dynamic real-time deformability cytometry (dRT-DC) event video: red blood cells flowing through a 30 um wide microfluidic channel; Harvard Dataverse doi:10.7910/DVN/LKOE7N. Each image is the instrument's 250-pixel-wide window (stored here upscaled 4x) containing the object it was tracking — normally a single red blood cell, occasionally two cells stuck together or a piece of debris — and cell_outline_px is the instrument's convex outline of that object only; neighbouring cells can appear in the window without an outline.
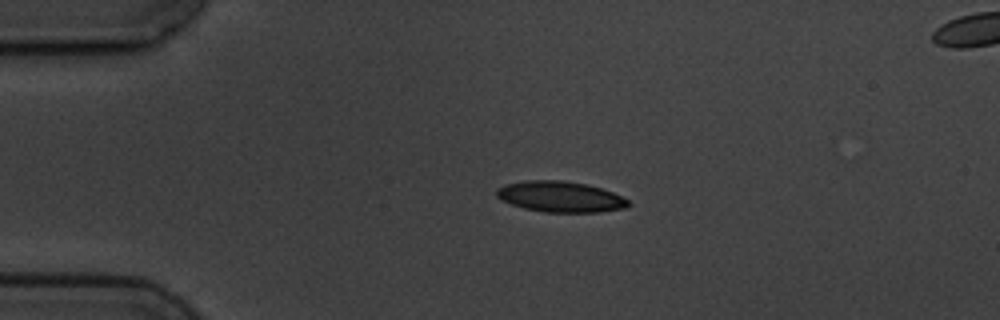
{"species": "common noctule bat (a hibernating species)", "species_latin": "Nyctalus noctula", "temperature_condition": "cold", "stored_images_in_passage": 5, "camera_frame_rate_fps": 3000, "um_per_image_px": 0.085, "animal": {"sex": "male", "body_mass_g": 19.5, "forearm_length_mm": 54.6}, "frame": {"image": 1, "passage_image": 3, "time_ms": 2.333, "image_size_px": [1000, 320], "cell_outline_px": [[628, 204], [624, 208], [600, 212], [544, 212], [524, 208], [500, 200], [496, 196], [496, 188], [504, 184], [524, 180], [564, 180], [588, 184], [612, 192], [628, 200]], "centroid_in_image_um": [47.57, 16.71], "position_along_channel_um": 37.4, "area_um2": 23.7}}